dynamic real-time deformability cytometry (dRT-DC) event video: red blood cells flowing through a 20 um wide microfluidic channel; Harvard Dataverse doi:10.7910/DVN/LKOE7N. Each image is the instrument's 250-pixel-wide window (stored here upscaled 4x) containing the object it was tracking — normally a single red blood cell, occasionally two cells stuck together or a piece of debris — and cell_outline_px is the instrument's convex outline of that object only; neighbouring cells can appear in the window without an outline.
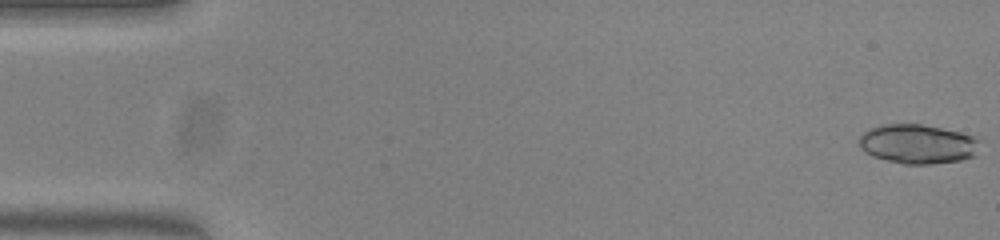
{"species": "common noctule bat (a hibernating species)", "species_latin": "Nyctalus noctula", "temperature_condition": "warm", "stored_images_in_passage": 53, "camera_frame_rate_fps": 3000, "um_per_image_px": 0.085, "animal": {"sex": "female", "body_mass_g": 23.0, "forearm_length_mm": 53.4}, "frame": {"image": 1, "passage_image": 1, "time_ms": 0.0, "image_size_px": [1000, 240], "cell_outline_px": [[980, 140], [976, 156], [960, 160], [932, 164], [904, 164], [872, 156], [864, 152], [860, 148], [860, 136], [864, 132], [872, 128], [884, 124], [920, 124], [960, 132], [972, 136]], "centroid_in_image_um": [78.02, 12.25], "position_along_channel_um": 7.0, "area_um2": 27.57}}
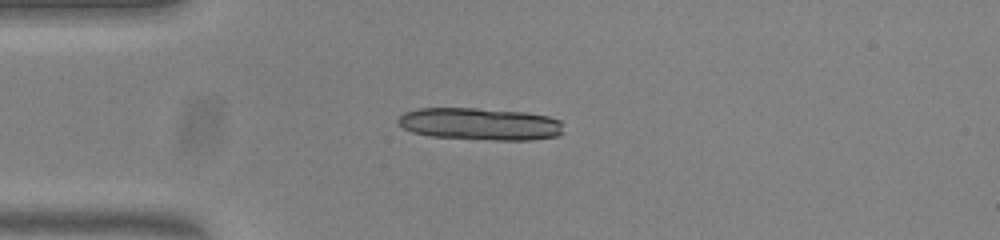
{"frame": {"image": 2, "passage_image": 14, "time_ms": 4.333, "image_size_px": [1000, 240], "cell_outline_px": [[564, 132], [556, 136], [532, 140], [496, 140], [432, 136], [412, 132], [404, 128], [396, 120], [404, 112], [420, 108], [476, 108], [524, 112], [548, 116], [560, 120]], "centroid_in_image_um": [40.82, 10.53], "position_along_channel_um": 44.2, "area_um2": 31.04}, "authors_computed_cell_mechanics": {"area_um2": 26.7614, "velocity_mm_per_s": 3.8129, "shape_relaxation_time_tau1_ms": 5.5133, "shape_relaxation_time_tau2_ms": 2.8408, "deformation_change_tau1": 0.2277, "deformation_change_tau2": 0.0766}}